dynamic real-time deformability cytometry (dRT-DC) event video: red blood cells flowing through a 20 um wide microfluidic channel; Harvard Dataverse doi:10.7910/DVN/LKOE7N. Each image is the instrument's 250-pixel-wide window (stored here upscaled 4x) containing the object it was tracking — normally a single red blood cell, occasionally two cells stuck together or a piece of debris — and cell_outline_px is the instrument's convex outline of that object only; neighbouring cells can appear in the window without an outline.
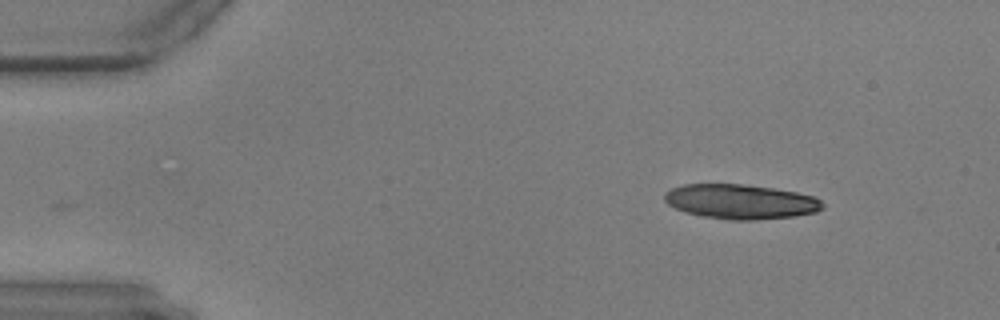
{"species": "common noctule bat (a hibernating species)", "species_latin": "Nyctalus noctula", "temperature_condition": "warm", "stored_images_in_passage": 8, "camera_frame_rate_fps": 3000, "um_per_image_px": 0.085, "animal": {"sex": "male", "body_mass_g": 17.9, "forearm_length_mm": 54.2}, "frame": {"image": 1, "passage_image": 1, "time_ms": 0.0, "image_size_px": [1000, 320], "cell_outline_px": [[824, 208], [816, 212], [792, 216], [752, 220], [728, 220], [704, 216], [684, 212], [668, 204], [664, 200], [664, 192], [672, 188], [684, 184], [740, 184], [772, 188], [796, 192], [812, 196], [820, 200], [824, 204]], "centroid_in_image_um": [62.92, 17.14], "position_along_channel_um": 22.1, "area_um2": 31.79}}